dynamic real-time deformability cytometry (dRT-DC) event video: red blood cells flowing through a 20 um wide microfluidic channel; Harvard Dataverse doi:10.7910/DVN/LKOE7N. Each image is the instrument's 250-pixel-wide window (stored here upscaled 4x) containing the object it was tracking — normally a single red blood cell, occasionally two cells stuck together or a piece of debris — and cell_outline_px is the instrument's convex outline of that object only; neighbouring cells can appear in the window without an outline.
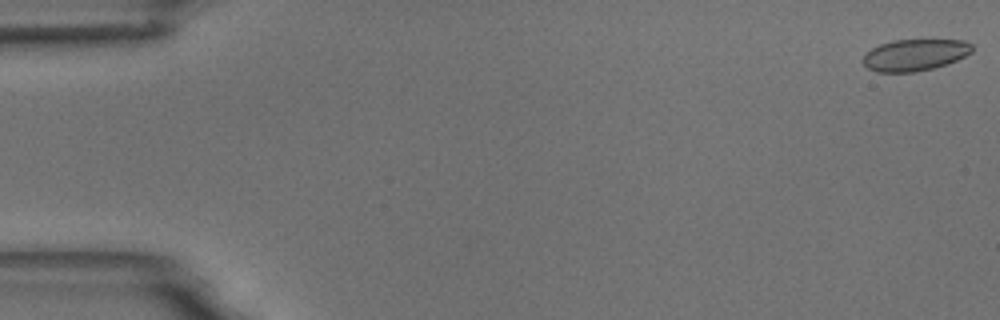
{"species": "common noctule bat (a hibernating species)", "species_latin": "Nyctalus noctula", "temperature_condition": "room temperature", "stored_images_in_passage": 5, "camera_frame_rate_fps": 3000, "um_per_image_px": 0.085, "animal": {"sex": "male", "body_mass_g": 18.8}, "frame": {"image": 1, "passage_image": 1, "time_ms": 0.0, "image_size_px": [1000, 320], "cell_outline_px": [[972, 52], [948, 64], [916, 72], [876, 72], [868, 68], [864, 64], [864, 56], [872, 48], [880, 44], [892, 40], [964, 40], [972, 44]], "centroid_in_image_um": [77.78, 4.67], "position_along_channel_um": 7.2, "area_um2": 20.0}}
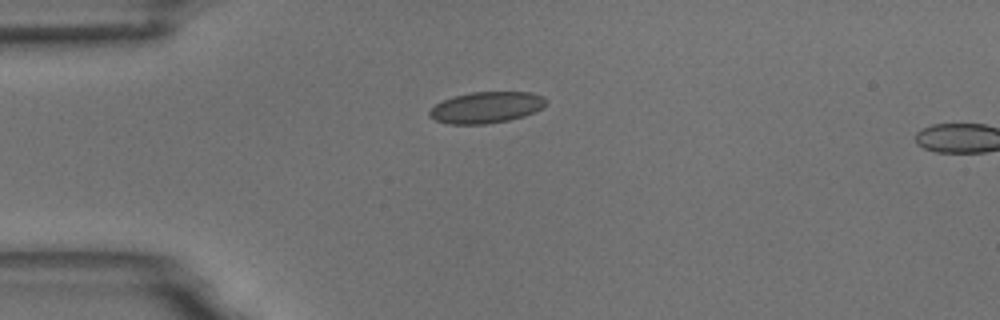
{"frame": {"image": 2, "passage_image": 4, "time_ms": 4.333, "image_size_px": [1000, 320], "cell_outline_px": [[548, 100], [536, 112], [524, 116], [508, 120], [488, 124], [448, 124], [436, 120], [428, 116], [428, 112], [436, 104], [452, 96], [472, 92], [532, 92], [544, 96]], "centroid_in_image_um": [41.34, 9.13], "position_along_channel_um": 43.7, "area_um2": 21.33}}